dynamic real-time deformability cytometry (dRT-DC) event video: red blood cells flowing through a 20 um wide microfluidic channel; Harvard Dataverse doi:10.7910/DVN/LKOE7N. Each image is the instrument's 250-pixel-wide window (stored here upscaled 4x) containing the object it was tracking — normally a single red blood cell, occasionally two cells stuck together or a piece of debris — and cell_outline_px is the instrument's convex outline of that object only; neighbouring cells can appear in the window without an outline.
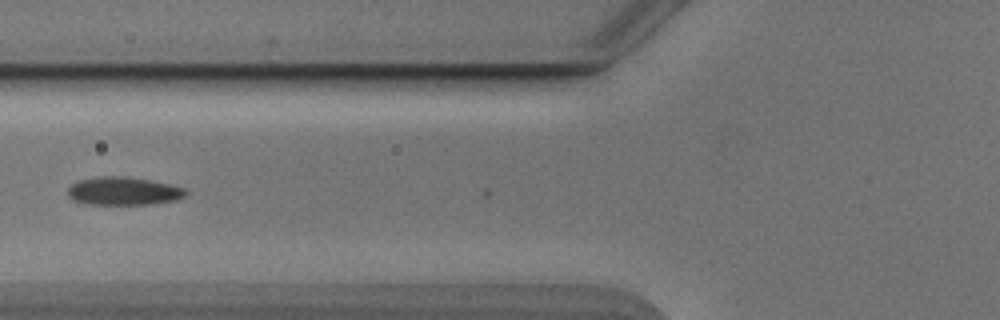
{"species": "Egyptian fruit bat (a non-hibernating species)", "species_latin": "Rousettus aegyptiacus", "temperature_condition": "cold", "stored_images_in_passage": 7, "camera_frame_rate_fps": 3000, "um_per_image_px": 0.085, "animal": {"sex": "male"}, "frame": {"image": 1, "passage_image": 2, "time_ms": 0.333, "image_size_px": [1000, 320], "cell_outline_px": [[188, 192], [184, 196], [176, 200], [148, 204], [88, 204], [72, 200], [68, 196], [68, 188], [72, 184], [80, 180], [96, 176], [124, 176], [148, 180], [168, 184], [184, 188]], "centroid_in_image_um": [10.46, 16.24], "position_along_channel_um": 115.3, "area_um2": 19.19}}
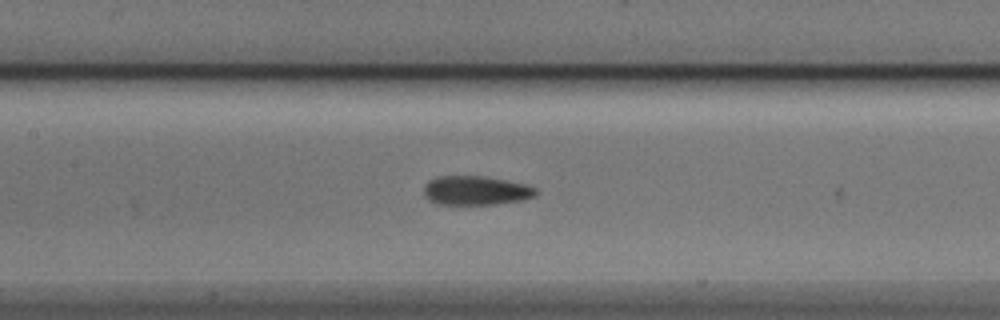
{"frame": {"image": 2, "passage_image": 6, "time_ms": 1.667, "image_size_px": [1000, 320], "cell_outline_px": [[536, 196], [524, 200], [496, 204], [436, 204], [428, 200], [424, 196], [424, 184], [428, 180], [440, 176], [480, 176], [504, 180], [524, 184], [536, 188]], "centroid_in_image_um": [40.41, 16.2], "position_along_channel_um": 167.0, "area_um2": 19.02}}